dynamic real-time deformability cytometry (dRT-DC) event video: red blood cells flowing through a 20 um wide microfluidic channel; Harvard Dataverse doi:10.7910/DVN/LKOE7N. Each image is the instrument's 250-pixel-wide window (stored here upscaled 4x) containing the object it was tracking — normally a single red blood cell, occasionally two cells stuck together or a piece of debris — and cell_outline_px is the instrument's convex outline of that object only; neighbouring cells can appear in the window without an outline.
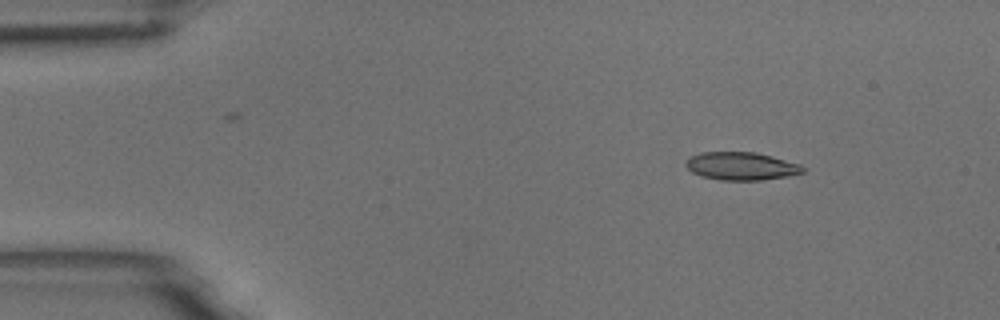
{"species": "common noctule bat (a hibernating species)", "species_latin": "Nyctalus noctula", "temperature_condition": "room temperature", "stored_images_in_passage": 6, "segment_of_instrument_passage": [2, 2], "camera_frame_rate_fps": 3000, "um_per_image_px": 0.085, "animal": {"sex": "male", "body_mass_g": 18.8}, "frame": {"image": 1, "passage_image": 6, "time_ms": 1.667, "image_size_px": [1000, 320], "cell_outline_px": [[804, 172], [788, 176], [760, 180], [720, 180], [700, 176], [692, 172], [684, 164], [692, 156], [700, 152], [756, 152], [772, 156], [800, 164], [804, 168]], "centroid_in_image_um": [63.01, 14.12], "position_along_channel_um": 22.0, "area_um2": 19.02}}